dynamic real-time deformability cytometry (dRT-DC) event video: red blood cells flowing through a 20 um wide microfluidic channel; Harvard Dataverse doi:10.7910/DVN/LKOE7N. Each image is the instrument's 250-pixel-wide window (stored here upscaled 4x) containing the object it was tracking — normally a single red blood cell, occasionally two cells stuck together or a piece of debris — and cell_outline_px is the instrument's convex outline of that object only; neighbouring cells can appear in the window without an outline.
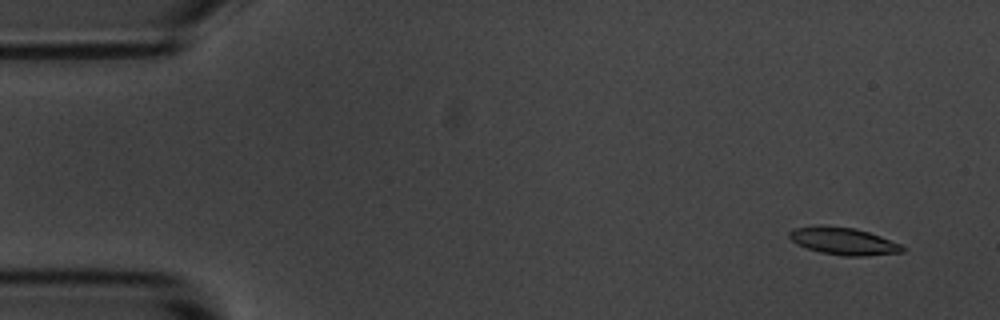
{"species": "common noctule bat (a hibernating species)", "species_latin": "Nyctalus noctula", "temperature_condition": "room temperature", "stored_images_in_passage": 14, "camera_frame_rate_fps": 3000, "um_per_image_px": 0.085, "animal": {"sex": "male", "body_mass_g": 20.1, "forearm_length_mm": 53.5}, "frame": {"image": 1, "passage_image": 1, "time_ms": 0.0, "image_size_px": [1000, 320], "cell_outline_px": [[908, 248], [904, 252], [864, 256], [844, 256], [820, 252], [796, 244], [788, 236], [788, 232], [796, 228], [820, 224], [856, 228], [880, 236], [900, 244]], "centroid_in_image_um": [71.7, 20.49], "position_along_channel_um": 13.3, "area_um2": 18.15}}
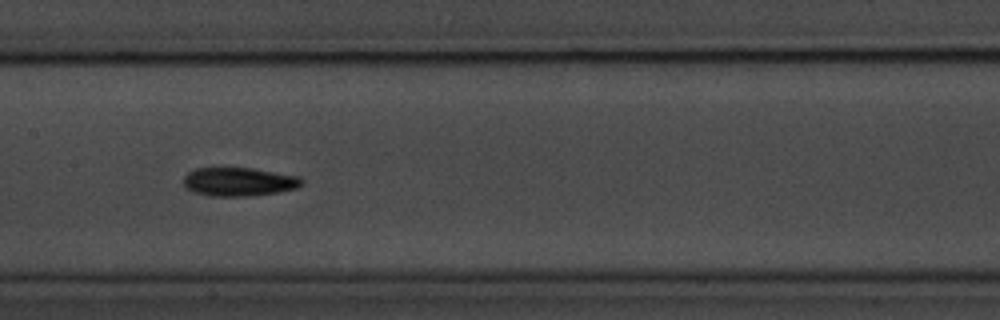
{"frame": {"image": 2, "passage_image": 7, "time_ms": 7.667, "image_size_px": [1000, 320], "cell_outline_px": [[304, 184], [296, 188], [276, 192], [252, 196], [208, 196], [192, 192], [184, 184], [184, 176], [188, 172], [196, 168], [252, 168], [300, 176], [304, 180]], "centroid_in_image_um": [20.32, 15.45], "position_along_channel_um": 187.1, "area_um2": 19.83}}
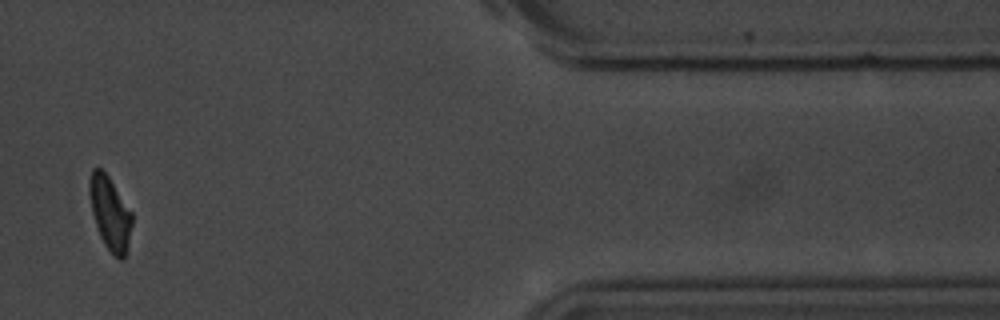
{"frame": {"image": 3, "passage_image": 12, "time_ms": 14.667, "image_size_px": [1000, 320], "cell_outline_px": [[132, 224], [128, 244], [124, 256], [120, 260], [104, 244], [100, 236], [92, 212], [88, 192], [88, 184], [92, 168], [96, 164], [108, 176], [132, 212]], "centroid_in_image_um": [9.33, 18.06], "position_along_channel_um": 402.1, "area_um2": 18.03}, "authors_computed_cell_mechanics": {"area_um2": 18.785, "velocity_mm_per_s": 3.6927, "shape_relaxation_time_tau1_ms": 3.4317, "shape_relaxation_time_tau2_ms": null, "deformation_change_tau1": 0.1433, "deformation_change_tau2": null}}